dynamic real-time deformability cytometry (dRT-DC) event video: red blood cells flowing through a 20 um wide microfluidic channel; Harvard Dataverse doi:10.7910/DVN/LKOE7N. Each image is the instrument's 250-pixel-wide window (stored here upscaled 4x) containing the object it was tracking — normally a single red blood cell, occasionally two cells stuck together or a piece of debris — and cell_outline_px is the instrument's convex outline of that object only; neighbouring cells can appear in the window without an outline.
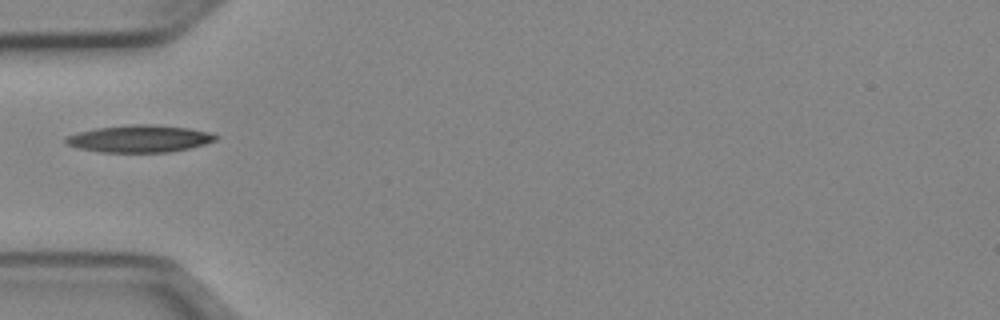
{"species": "Egyptian fruit bat (a non-hibernating species)", "species_latin": "Rousettus aegyptiacus", "temperature_condition": "cold", "stored_images_in_passage": 35, "camera_frame_rate_fps": 3000, "um_per_image_px": 0.085, "animal": {"sex": "female"}, "frame": {"image": 1, "passage_image": 1, "time_ms": 0.0, "image_size_px": [1000, 320], "cell_outline_px": [[220, 136], [216, 140], [204, 144], [188, 148], [168, 152], [100, 152], [80, 148], [64, 144], [64, 136], [76, 132], [96, 128], [132, 124], [152, 124], [188, 128], [208, 132]], "centroid_in_image_um": [11.8, 11.78], "position_along_channel_um": 73.2, "area_um2": 23.81}}
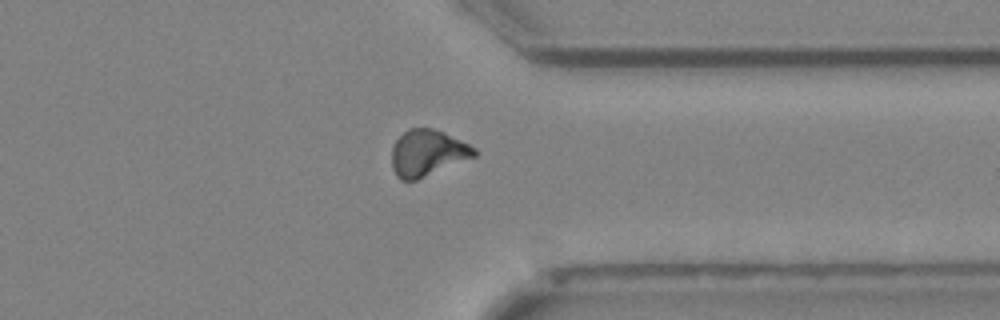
{"frame": {"image": 2, "passage_image": 24, "time_ms": 7.667, "image_size_px": [1000, 320], "cell_outline_px": [[476, 156], [416, 180], [400, 180], [396, 176], [392, 168], [392, 148], [396, 140], [408, 128], [432, 128], [444, 132], [476, 148]], "centroid_in_image_um": [36.31, 13.0], "position_along_channel_um": 375.1, "area_um2": 22.14}}
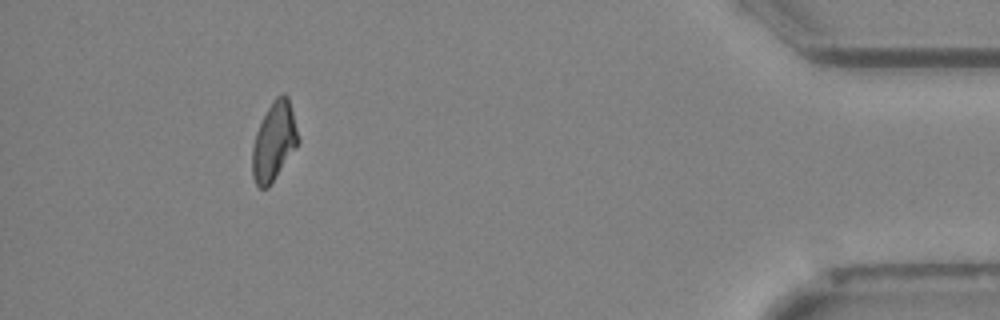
{"frame": {"image": 3, "passage_image": 31, "time_ms": 10.0, "image_size_px": [1000, 320], "cell_outline_px": [[300, 140], [296, 148], [268, 188], [260, 188], [256, 184], [252, 176], [252, 144], [256, 132], [272, 100], [276, 96], [284, 92], [288, 96]], "centroid_in_image_um": [23.29, 12.02], "position_along_channel_um": 411.9, "area_um2": 20.98}}